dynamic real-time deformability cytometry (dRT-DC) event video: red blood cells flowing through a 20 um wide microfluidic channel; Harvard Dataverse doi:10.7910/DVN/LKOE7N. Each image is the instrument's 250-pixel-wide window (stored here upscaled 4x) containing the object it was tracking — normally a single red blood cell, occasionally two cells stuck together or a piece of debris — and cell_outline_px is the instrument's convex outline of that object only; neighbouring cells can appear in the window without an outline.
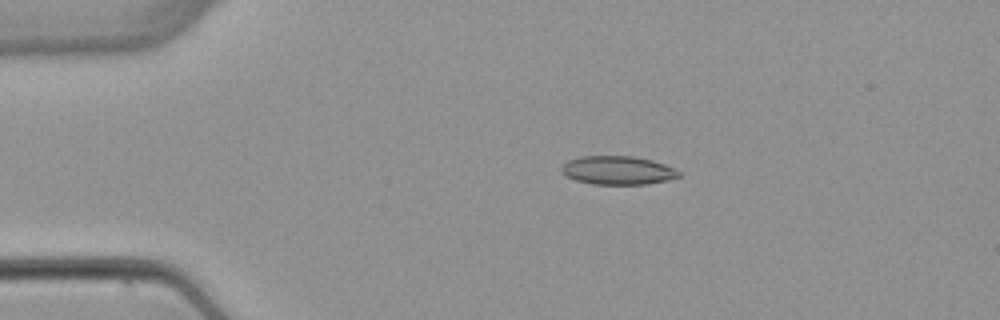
{"species": "common noctule bat (a hibernating species)", "species_latin": "Nyctalus noctula", "temperature_condition": "warm", "stored_images_in_passage": 4, "camera_frame_rate_fps": 3000, "um_per_image_px": 0.085, "animal": {"sex": "female", "body_mass_g": 22.7, "forearm_length_mm": 54.2}, "frame": {"image": 1, "passage_image": 3, "time_ms": 2.333, "image_size_px": [1000, 320], "cell_outline_px": [[680, 176], [668, 180], [644, 184], [592, 184], [576, 180], [560, 172], [560, 168], [568, 160], [580, 156], [632, 156], [652, 160], [664, 164], [680, 172]], "centroid_in_image_um": [52.48, 14.47], "position_along_channel_um": 32.5, "area_um2": 19.42}}